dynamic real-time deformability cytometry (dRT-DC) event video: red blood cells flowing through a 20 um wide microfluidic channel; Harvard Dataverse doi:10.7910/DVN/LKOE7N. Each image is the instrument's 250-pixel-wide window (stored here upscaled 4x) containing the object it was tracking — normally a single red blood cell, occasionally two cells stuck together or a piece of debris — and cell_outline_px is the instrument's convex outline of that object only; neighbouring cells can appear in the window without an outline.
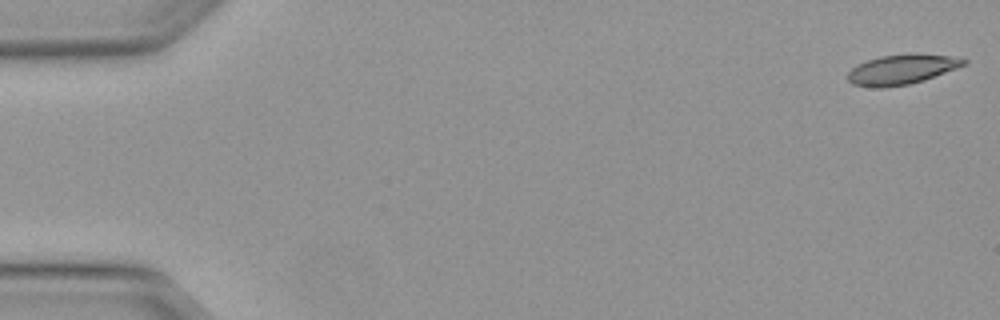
{"species": "Egyptian fruit bat (a non-hibernating species)", "species_latin": "Rousettus aegyptiacus", "temperature_condition": "warm", "stored_images_in_passage": 17, "camera_frame_rate_fps": 3000, "um_per_image_px": 0.085, "animal": {"sex": "female"}, "frame": {"image": 1, "passage_image": 1, "time_ms": 0.0, "image_size_px": [1000, 320], "cell_outline_px": [[968, 60], [964, 64], [956, 68], [924, 80], [908, 84], [884, 88], [876, 88], [852, 84], [848, 80], [848, 72], [856, 64], [880, 56], [916, 52], [948, 56]], "centroid_in_image_um": [76.61, 5.89], "position_along_channel_um": 8.4, "area_um2": 20.23}}
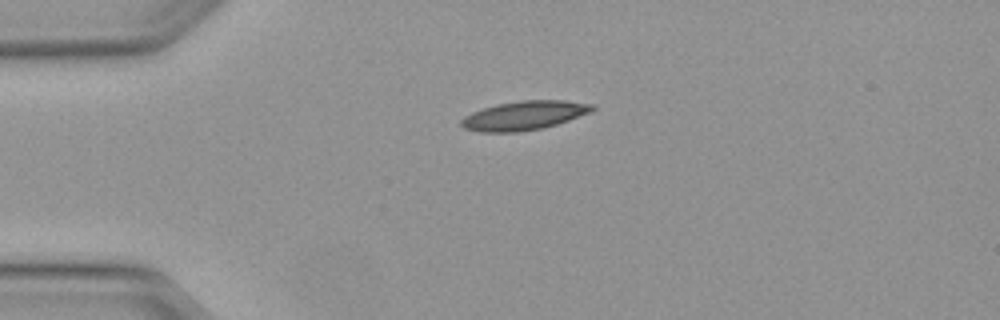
{"frame": {"image": 2, "passage_image": 12, "time_ms": 3.667, "image_size_px": [1000, 320], "cell_outline_px": [[596, 108], [592, 112], [544, 128], [516, 132], [480, 132], [464, 128], [460, 124], [460, 120], [464, 116], [472, 112], [496, 104], [520, 100], [564, 100], [596, 104]], "centroid_in_image_um": [44.58, 9.81], "position_along_channel_um": 40.4, "area_um2": 22.31}}